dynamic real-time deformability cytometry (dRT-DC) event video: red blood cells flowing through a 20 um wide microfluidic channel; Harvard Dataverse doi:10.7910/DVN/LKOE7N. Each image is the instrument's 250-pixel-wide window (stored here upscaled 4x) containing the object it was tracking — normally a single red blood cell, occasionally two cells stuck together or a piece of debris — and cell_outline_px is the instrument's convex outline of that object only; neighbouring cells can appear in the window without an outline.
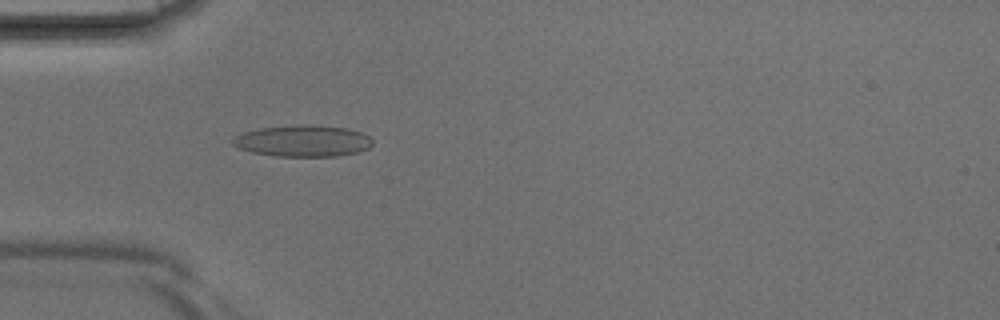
{"species": "Egyptian fruit bat (a non-hibernating species)", "species_latin": "Rousettus aegyptiacus", "temperature_condition": "room temperature", "stored_images_in_passage": 42, "camera_frame_rate_fps": 3000, "um_per_image_px": 0.085, "animal": {"sex": "male"}, "frame": {"image": 1, "passage_image": 13, "time_ms": 4.0, "image_size_px": [1000, 320], "cell_outline_px": [[372, 144], [368, 148], [356, 152], [336, 156], [280, 156], [252, 152], [240, 148], [232, 144], [232, 140], [236, 136], [244, 132], [260, 128], [304, 124], [312, 124], [348, 128], [360, 132], [368, 136], [372, 140]], "centroid_in_image_um": [25.76, 11.96], "position_along_channel_um": 59.2, "area_um2": 25.43}}
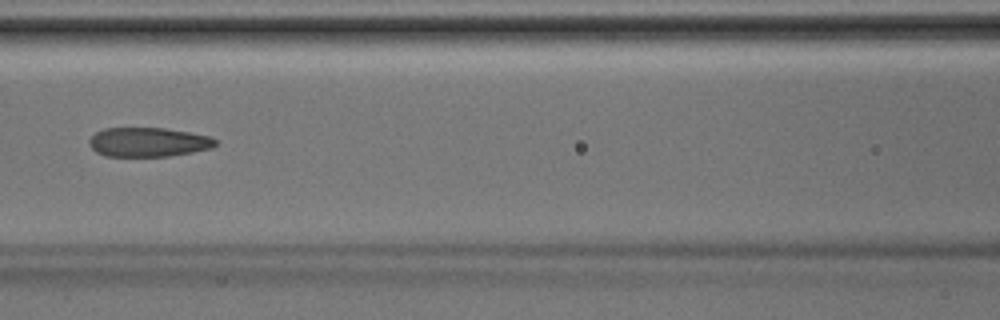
{"frame": {"image": 2, "passage_image": 19, "time_ms": 6.0, "image_size_px": [1000, 320], "cell_outline_px": [[216, 144], [212, 148], [192, 152], [168, 156], [104, 156], [96, 152], [88, 144], [88, 140], [96, 132], [104, 128], [164, 128], [212, 136], [216, 140]], "centroid_in_image_um": [12.59, 12.08], "position_along_channel_um": 154.0, "area_um2": 21.56}}
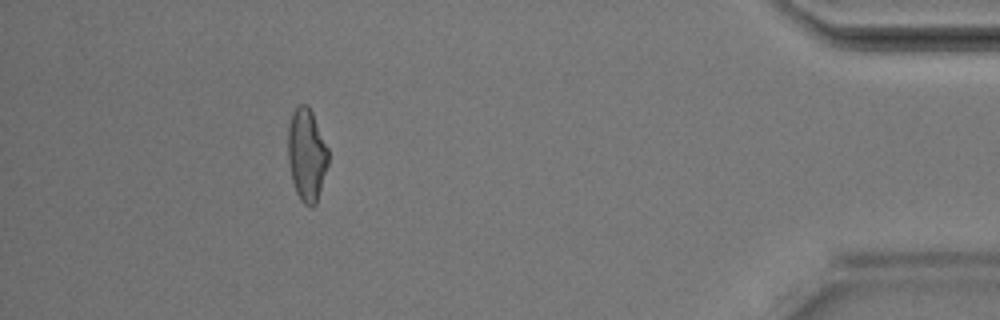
{"frame": {"image": 3, "passage_image": 38, "time_ms": 12.333, "image_size_px": [1000, 320], "cell_outline_px": [[328, 164], [316, 204], [312, 208], [308, 208], [300, 200], [296, 192], [292, 180], [288, 160], [288, 124], [292, 112], [300, 104], [308, 104], [312, 112], [328, 148]], "centroid_in_image_um": [26.06, 13.17], "position_along_channel_um": 409.1, "area_um2": 21.85}}